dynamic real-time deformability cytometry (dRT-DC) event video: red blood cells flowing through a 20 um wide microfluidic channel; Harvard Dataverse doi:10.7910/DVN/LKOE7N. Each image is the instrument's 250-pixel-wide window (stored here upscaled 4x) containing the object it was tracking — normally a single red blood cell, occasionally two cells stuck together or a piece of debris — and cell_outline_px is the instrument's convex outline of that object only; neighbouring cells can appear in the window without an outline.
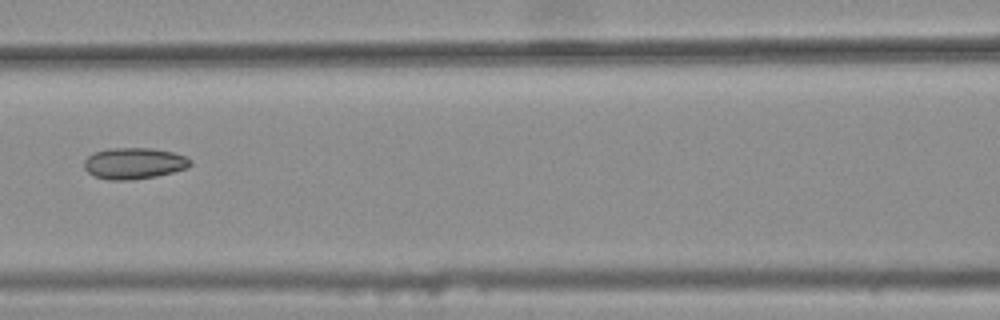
{"species": "common noctule bat (a hibernating species)", "species_latin": "Nyctalus noctula", "temperature_condition": "warm", "stored_images_in_passage": 7, "camera_frame_rate_fps": 3000, "um_per_image_px": 0.085, "animal": {"sex": "female", "body_mass_g": 25.1}, "frame": {"image": 1, "passage_image": 6, "time_ms": 1.667, "image_size_px": [1000, 320], "cell_outline_px": [[192, 164], [188, 168], [156, 176], [132, 180], [108, 180], [96, 176], [88, 172], [84, 168], [84, 160], [88, 156], [96, 152], [108, 148], [152, 148], [172, 152], [184, 156], [192, 160]], "centroid_in_image_um": [11.4, 13.88], "position_along_channel_um": 155.2, "area_um2": 19.36}}
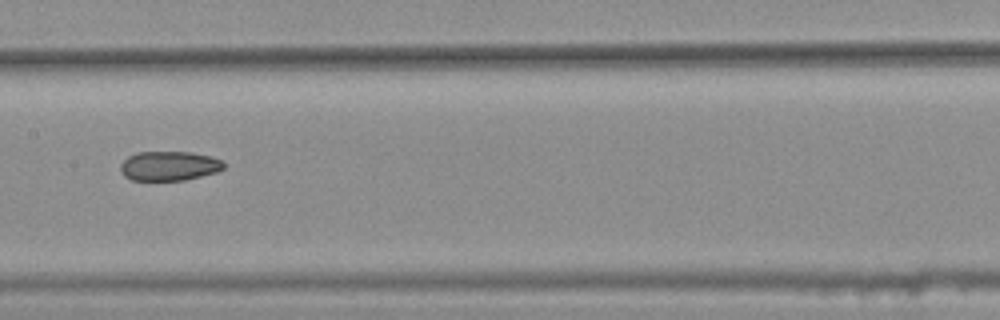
{"frame": {"image": 2, "passage_image": 7, "time_ms": 2.0, "image_size_px": [1000, 320], "cell_outline_px": [[224, 168], [216, 172], [184, 180], [132, 180], [124, 176], [120, 172], [120, 164], [128, 156], [136, 152], [192, 152], [212, 156], [224, 160]], "centroid_in_image_um": [14.38, 14.09], "position_along_channel_um": 193.0, "area_um2": 17.86}}